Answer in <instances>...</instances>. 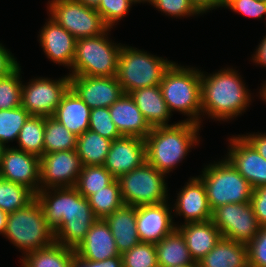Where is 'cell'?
I'll return each instance as SVG.
<instances>
[{
  "label": "cell",
  "instance_id": "cell-34",
  "mask_svg": "<svg viewBox=\"0 0 266 267\" xmlns=\"http://www.w3.org/2000/svg\"><path fill=\"white\" fill-rule=\"evenodd\" d=\"M35 198L36 194L28 187L0 177V209L7 214L26 207Z\"/></svg>",
  "mask_w": 266,
  "mask_h": 267
},
{
  "label": "cell",
  "instance_id": "cell-36",
  "mask_svg": "<svg viewBox=\"0 0 266 267\" xmlns=\"http://www.w3.org/2000/svg\"><path fill=\"white\" fill-rule=\"evenodd\" d=\"M30 116L22 106L0 110V142L8 147L9 142L17 141L21 128Z\"/></svg>",
  "mask_w": 266,
  "mask_h": 267
},
{
  "label": "cell",
  "instance_id": "cell-31",
  "mask_svg": "<svg viewBox=\"0 0 266 267\" xmlns=\"http://www.w3.org/2000/svg\"><path fill=\"white\" fill-rule=\"evenodd\" d=\"M45 117L30 116L21 128L15 148L41 157L44 154Z\"/></svg>",
  "mask_w": 266,
  "mask_h": 267
},
{
  "label": "cell",
  "instance_id": "cell-35",
  "mask_svg": "<svg viewBox=\"0 0 266 267\" xmlns=\"http://www.w3.org/2000/svg\"><path fill=\"white\" fill-rule=\"evenodd\" d=\"M115 178L103 165L83 166L75 188L88 198L109 185Z\"/></svg>",
  "mask_w": 266,
  "mask_h": 267
},
{
  "label": "cell",
  "instance_id": "cell-48",
  "mask_svg": "<svg viewBox=\"0 0 266 267\" xmlns=\"http://www.w3.org/2000/svg\"><path fill=\"white\" fill-rule=\"evenodd\" d=\"M253 63H256L258 65L263 67H266V35L261 39L259 45H257L255 49V53H253L251 57Z\"/></svg>",
  "mask_w": 266,
  "mask_h": 267
},
{
  "label": "cell",
  "instance_id": "cell-38",
  "mask_svg": "<svg viewBox=\"0 0 266 267\" xmlns=\"http://www.w3.org/2000/svg\"><path fill=\"white\" fill-rule=\"evenodd\" d=\"M123 267H159L153 243L140 242L121 254Z\"/></svg>",
  "mask_w": 266,
  "mask_h": 267
},
{
  "label": "cell",
  "instance_id": "cell-16",
  "mask_svg": "<svg viewBox=\"0 0 266 267\" xmlns=\"http://www.w3.org/2000/svg\"><path fill=\"white\" fill-rule=\"evenodd\" d=\"M70 87L91 109L109 108L124 93L116 76H70Z\"/></svg>",
  "mask_w": 266,
  "mask_h": 267
},
{
  "label": "cell",
  "instance_id": "cell-11",
  "mask_svg": "<svg viewBox=\"0 0 266 267\" xmlns=\"http://www.w3.org/2000/svg\"><path fill=\"white\" fill-rule=\"evenodd\" d=\"M69 88V74L56 80L48 77L29 79L22 83L21 106L31 116L52 117Z\"/></svg>",
  "mask_w": 266,
  "mask_h": 267
},
{
  "label": "cell",
  "instance_id": "cell-25",
  "mask_svg": "<svg viewBox=\"0 0 266 267\" xmlns=\"http://www.w3.org/2000/svg\"><path fill=\"white\" fill-rule=\"evenodd\" d=\"M90 114L91 108L70 87L52 117L78 137L89 129Z\"/></svg>",
  "mask_w": 266,
  "mask_h": 267
},
{
  "label": "cell",
  "instance_id": "cell-47",
  "mask_svg": "<svg viewBox=\"0 0 266 267\" xmlns=\"http://www.w3.org/2000/svg\"><path fill=\"white\" fill-rule=\"evenodd\" d=\"M193 7L201 14L220 8V0H189ZM210 10V11H209Z\"/></svg>",
  "mask_w": 266,
  "mask_h": 267
},
{
  "label": "cell",
  "instance_id": "cell-45",
  "mask_svg": "<svg viewBox=\"0 0 266 267\" xmlns=\"http://www.w3.org/2000/svg\"><path fill=\"white\" fill-rule=\"evenodd\" d=\"M12 52L0 42V78L14 71L20 63Z\"/></svg>",
  "mask_w": 266,
  "mask_h": 267
},
{
  "label": "cell",
  "instance_id": "cell-12",
  "mask_svg": "<svg viewBox=\"0 0 266 267\" xmlns=\"http://www.w3.org/2000/svg\"><path fill=\"white\" fill-rule=\"evenodd\" d=\"M211 221L222 238L248 245L260 230L250 202L231 203L215 208Z\"/></svg>",
  "mask_w": 266,
  "mask_h": 267
},
{
  "label": "cell",
  "instance_id": "cell-53",
  "mask_svg": "<svg viewBox=\"0 0 266 267\" xmlns=\"http://www.w3.org/2000/svg\"><path fill=\"white\" fill-rule=\"evenodd\" d=\"M259 94L260 98H262V100L266 102V81L265 83H263L262 87H260Z\"/></svg>",
  "mask_w": 266,
  "mask_h": 267
},
{
  "label": "cell",
  "instance_id": "cell-14",
  "mask_svg": "<svg viewBox=\"0 0 266 267\" xmlns=\"http://www.w3.org/2000/svg\"><path fill=\"white\" fill-rule=\"evenodd\" d=\"M0 177L31 189L40 190V157L13 147H6L0 163Z\"/></svg>",
  "mask_w": 266,
  "mask_h": 267
},
{
  "label": "cell",
  "instance_id": "cell-32",
  "mask_svg": "<svg viewBox=\"0 0 266 267\" xmlns=\"http://www.w3.org/2000/svg\"><path fill=\"white\" fill-rule=\"evenodd\" d=\"M87 199L97 219H105L124 205L117 179H114L109 185L95 192Z\"/></svg>",
  "mask_w": 266,
  "mask_h": 267
},
{
  "label": "cell",
  "instance_id": "cell-22",
  "mask_svg": "<svg viewBox=\"0 0 266 267\" xmlns=\"http://www.w3.org/2000/svg\"><path fill=\"white\" fill-rule=\"evenodd\" d=\"M111 119L122 136H135L145 139L151 132L130 94L123 93L121 97L109 107Z\"/></svg>",
  "mask_w": 266,
  "mask_h": 267
},
{
  "label": "cell",
  "instance_id": "cell-2",
  "mask_svg": "<svg viewBox=\"0 0 266 267\" xmlns=\"http://www.w3.org/2000/svg\"><path fill=\"white\" fill-rule=\"evenodd\" d=\"M252 93L236 68H222L212 74L201 71L202 116L216 121H229L250 107Z\"/></svg>",
  "mask_w": 266,
  "mask_h": 267
},
{
  "label": "cell",
  "instance_id": "cell-17",
  "mask_svg": "<svg viewBox=\"0 0 266 267\" xmlns=\"http://www.w3.org/2000/svg\"><path fill=\"white\" fill-rule=\"evenodd\" d=\"M170 201L136 207V227L141 242L156 244L170 234L178 223L173 222Z\"/></svg>",
  "mask_w": 266,
  "mask_h": 267
},
{
  "label": "cell",
  "instance_id": "cell-18",
  "mask_svg": "<svg viewBox=\"0 0 266 267\" xmlns=\"http://www.w3.org/2000/svg\"><path fill=\"white\" fill-rule=\"evenodd\" d=\"M178 191L172 204L173 217L181 216L185 223L204 222L212 217V209L209 205L206 189L203 181L198 177H189L188 182Z\"/></svg>",
  "mask_w": 266,
  "mask_h": 267
},
{
  "label": "cell",
  "instance_id": "cell-55",
  "mask_svg": "<svg viewBox=\"0 0 266 267\" xmlns=\"http://www.w3.org/2000/svg\"><path fill=\"white\" fill-rule=\"evenodd\" d=\"M175 267H199L198 263H189V264H184V265H178Z\"/></svg>",
  "mask_w": 266,
  "mask_h": 267
},
{
  "label": "cell",
  "instance_id": "cell-3",
  "mask_svg": "<svg viewBox=\"0 0 266 267\" xmlns=\"http://www.w3.org/2000/svg\"><path fill=\"white\" fill-rule=\"evenodd\" d=\"M201 125L179 121L154 127L145 138L146 161L168 175L199 144Z\"/></svg>",
  "mask_w": 266,
  "mask_h": 267
},
{
  "label": "cell",
  "instance_id": "cell-19",
  "mask_svg": "<svg viewBox=\"0 0 266 267\" xmlns=\"http://www.w3.org/2000/svg\"><path fill=\"white\" fill-rule=\"evenodd\" d=\"M146 161L145 139L122 136L112 141L104 167L115 179L140 167Z\"/></svg>",
  "mask_w": 266,
  "mask_h": 267
},
{
  "label": "cell",
  "instance_id": "cell-23",
  "mask_svg": "<svg viewBox=\"0 0 266 267\" xmlns=\"http://www.w3.org/2000/svg\"><path fill=\"white\" fill-rule=\"evenodd\" d=\"M183 235L187 248L194 260L199 262L222 238L219 229L210 220L175 225Z\"/></svg>",
  "mask_w": 266,
  "mask_h": 267
},
{
  "label": "cell",
  "instance_id": "cell-54",
  "mask_svg": "<svg viewBox=\"0 0 266 267\" xmlns=\"http://www.w3.org/2000/svg\"><path fill=\"white\" fill-rule=\"evenodd\" d=\"M7 146H5L3 143L0 142V163L3 157L4 150Z\"/></svg>",
  "mask_w": 266,
  "mask_h": 267
},
{
  "label": "cell",
  "instance_id": "cell-50",
  "mask_svg": "<svg viewBox=\"0 0 266 267\" xmlns=\"http://www.w3.org/2000/svg\"><path fill=\"white\" fill-rule=\"evenodd\" d=\"M71 267H96V263L79 258L77 255L73 258Z\"/></svg>",
  "mask_w": 266,
  "mask_h": 267
},
{
  "label": "cell",
  "instance_id": "cell-52",
  "mask_svg": "<svg viewBox=\"0 0 266 267\" xmlns=\"http://www.w3.org/2000/svg\"><path fill=\"white\" fill-rule=\"evenodd\" d=\"M86 7L96 9L99 6L100 0H77Z\"/></svg>",
  "mask_w": 266,
  "mask_h": 267
},
{
  "label": "cell",
  "instance_id": "cell-1",
  "mask_svg": "<svg viewBox=\"0 0 266 267\" xmlns=\"http://www.w3.org/2000/svg\"><path fill=\"white\" fill-rule=\"evenodd\" d=\"M36 198L55 242L75 250L97 220L88 199L75 187L40 189Z\"/></svg>",
  "mask_w": 266,
  "mask_h": 267
},
{
  "label": "cell",
  "instance_id": "cell-20",
  "mask_svg": "<svg viewBox=\"0 0 266 267\" xmlns=\"http://www.w3.org/2000/svg\"><path fill=\"white\" fill-rule=\"evenodd\" d=\"M40 30L38 40L49 61L71 69L77 39L50 17Z\"/></svg>",
  "mask_w": 266,
  "mask_h": 267
},
{
  "label": "cell",
  "instance_id": "cell-29",
  "mask_svg": "<svg viewBox=\"0 0 266 267\" xmlns=\"http://www.w3.org/2000/svg\"><path fill=\"white\" fill-rule=\"evenodd\" d=\"M75 256V250L54 242L20 257V262L21 267H71Z\"/></svg>",
  "mask_w": 266,
  "mask_h": 267
},
{
  "label": "cell",
  "instance_id": "cell-5",
  "mask_svg": "<svg viewBox=\"0 0 266 267\" xmlns=\"http://www.w3.org/2000/svg\"><path fill=\"white\" fill-rule=\"evenodd\" d=\"M3 236L21 251L22 257L55 242L54 231L48 226L37 198L26 207L8 214Z\"/></svg>",
  "mask_w": 266,
  "mask_h": 267
},
{
  "label": "cell",
  "instance_id": "cell-8",
  "mask_svg": "<svg viewBox=\"0 0 266 267\" xmlns=\"http://www.w3.org/2000/svg\"><path fill=\"white\" fill-rule=\"evenodd\" d=\"M201 173L198 177L212 211L226 204L250 202L253 188L225 157L205 165Z\"/></svg>",
  "mask_w": 266,
  "mask_h": 267
},
{
  "label": "cell",
  "instance_id": "cell-28",
  "mask_svg": "<svg viewBox=\"0 0 266 267\" xmlns=\"http://www.w3.org/2000/svg\"><path fill=\"white\" fill-rule=\"evenodd\" d=\"M159 267H175L194 262L181 232L175 228L160 242L154 244Z\"/></svg>",
  "mask_w": 266,
  "mask_h": 267
},
{
  "label": "cell",
  "instance_id": "cell-13",
  "mask_svg": "<svg viewBox=\"0 0 266 267\" xmlns=\"http://www.w3.org/2000/svg\"><path fill=\"white\" fill-rule=\"evenodd\" d=\"M82 168L76 150L45 153L40 157V189L75 187Z\"/></svg>",
  "mask_w": 266,
  "mask_h": 267
},
{
  "label": "cell",
  "instance_id": "cell-33",
  "mask_svg": "<svg viewBox=\"0 0 266 267\" xmlns=\"http://www.w3.org/2000/svg\"><path fill=\"white\" fill-rule=\"evenodd\" d=\"M77 136L53 117H45L44 154L76 150Z\"/></svg>",
  "mask_w": 266,
  "mask_h": 267
},
{
  "label": "cell",
  "instance_id": "cell-30",
  "mask_svg": "<svg viewBox=\"0 0 266 267\" xmlns=\"http://www.w3.org/2000/svg\"><path fill=\"white\" fill-rule=\"evenodd\" d=\"M112 140L100 134L86 130L77 137L76 152L83 166L104 165Z\"/></svg>",
  "mask_w": 266,
  "mask_h": 267
},
{
  "label": "cell",
  "instance_id": "cell-41",
  "mask_svg": "<svg viewBox=\"0 0 266 267\" xmlns=\"http://www.w3.org/2000/svg\"><path fill=\"white\" fill-rule=\"evenodd\" d=\"M150 5L166 16L176 19L201 15L189 0H152Z\"/></svg>",
  "mask_w": 266,
  "mask_h": 267
},
{
  "label": "cell",
  "instance_id": "cell-57",
  "mask_svg": "<svg viewBox=\"0 0 266 267\" xmlns=\"http://www.w3.org/2000/svg\"><path fill=\"white\" fill-rule=\"evenodd\" d=\"M229 0H220V8L223 7V5Z\"/></svg>",
  "mask_w": 266,
  "mask_h": 267
},
{
  "label": "cell",
  "instance_id": "cell-6",
  "mask_svg": "<svg viewBox=\"0 0 266 267\" xmlns=\"http://www.w3.org/2000/svg\"><path fill=\"white\" fill-rule=\"evenodd\" d=\"M173 62L125 44L119 53L116 78L126 94L135 89L158 86Z\"/></svg>",
  "mask_w": 266,
  "mask_h": 267
},
{
  "label": "cell",
  "instance_id": "cell-26",
  "mask_svg": "<svg viewBox=\"0 0 266 267\" xmlns=\"http://www.w3.org/2000/svg\"><path fill=\"white\" fill-rule=\"evenodd\" d=\"M104 220L110 227L120 254L141 242L136 227V207L124 204Z\"/></svg>",
  "mask_w": 266,
  "mask_h": 267
},
{
  "label": "cell",
  "instance_id": "cell-43",
  "mask_svg": "<svg viewBox=\"0 0 266 267\" xmlns=\"http://www.w3.org/2000/svg\"><path fill=\"white\" fill-rule=\"evenodd\" d=\"M248 266L266 267V226L260 227L257 235L247 245Z\"/></svg>",
  "mask_w": 266,
  "mask_h": 267
},
{
  "label": "cell",
  "instance_id": "cell-42",
  "mask_svg": "<svg viewBox=\"0 0 266 267\" xmlns=\"http://www.w3.org/2000/svg\"><path fill=\"white\" fill-rule=\"evenodd\" d=\"M222 8L232 10L246 17L263 19L266 15V1L257 0H229ZM265 20H266V16ZM266 25V23H265Z\"/></svg>",
  "mask_w": 266,
  "mask_h": 267
},
{
  "label": "cell",
  "instance_id": "cell-24",
  "mask_svg": "<svg viewBox=\"0 0 266 267\" xmlns=\"http://www.w3.org/2000/svg\"><path fill=\"white\" fill-rule=\"evenodd\" d=\"M151 128L168 124L173 114L163 99L160 85L135 89L129 93Z\"/></svg>",
  "mask_w": 266,
  "mask_h": 267
},
{
  "label": "cell",
  "instance_id": "cell-40",
  "mask_svg": "<svg viewBox=\"0 0 266 267\" xmlns=\"http://www.w3.org/2000/svg\"><path fill=\"white\" fill-rule=\"evenodd\" d=\"M134 4L132 0H100L96 11L101 15L104 23L112 29L130 12Z\"/></svg>",
  "mask_w": 266,
  "mask_h": 267
},
{
  "label": "cell",
  "instance_id": "cell-9",
  "mask_svg": "<svg viewBox=\"0 0 266 267\" xmlns=\"http://www.w3.org/2000/svg\"><path fill=\"white\" fill-rule=\"evenodd\" d=\"M166 176L147 161L140 167L120 176L117 180L124 204L138 207L168 201L169 190Z\"/></svg>",
  "mask_w": 266,
  "mask_h": 267
},
{
  "label": "cell",
  "instance_id": "cell-27",
  "mask_svg": "<svg viewBox=\"0 0 266 267\" xmlns=\"http://www.w3.org/2000/svg\"><path fill=\"white\" fill-rule=\"evenodd\" d=\"M198 264L199 267H249L247 245L221 238Z\"/></svg>",
  "mask_w": 266,
  "mask_h": 267
},
{
  "label": "cell",
  "instance_id": "cell-37",
  "mask_svg": "<svg viewBox=\"0 0 266 267\" xmlns=\"http://www.w3.org/2000/svg\"><path fill=\"white\" fill-rule=\"evenodd\" d=\"M19 65L10 74L0 78V110L21 106L22 75Z\"/></svg>",
  "mask_w": 266,
  "mask_h": 267
},
{
  "label": "cell",
  "instance_id": "cell-56",
  "mask_svg": "<svg viewBox=\"0 0 266 267\" xmlns=\"http://www.w3.org/2000/svg\"><path fill=\"white\" fill-rule=\"evenodd\" d=\"M132 1H133L135 4H137V3H143V4H144V2L150 4L152 0H132Z\"/></svg>",
  "mask_w": 266,
  "mask_h": 267
},
{
  "label": "cell",
  "instance_id": "cell-51",
  "mask_svg": "<svg viewBox=\"0 0 266 267\" xmlns=\"http://www.w3.org/2000/svg\"><path fill=\"white\" fill-rule=\"evenodd\" d=\"M8 214L0 209V235H4Z\"/></svg>",
  "mask_w": 266,
  "mask_h": 267
},
{
  "label": "cell",
  "instance_id": "cell-7",
  "mask_svg": "<svg viewBox=\"0 0 266 267\" xmlns=\"http://www.w3.org/2000/svg\"><path fill=\"white\" fill-rule=\"evenodd\" d=\"M110 31L111 28H108L103 34L76 41L70 76H116L123 44L109 38Z\"/></svg>",
  "mask_w": 266,
  "mask_h": 267
},
{
  "label": "cell",
  "instance_id": "cell-10",
  "mask_svg": "<svg viewBox=\"0 0 266 267\" xmlns=\"http://www.w3.org/2000/svg\"><path fill=\"white\" fill-rule=\"evenodd\" d=\"M48 17L65 28L77 40L103 34L109 27L94 8L77 0H49Z\"/></svg>",
  "mask_w": 266,
  "mask_h": 267
},
{
  "label": "cell",
  "instance_id": "cell-46",
  "mask_svg": "<svg viewBox=\"0 0 266 267\" xmlns=\"http://www.w3.org/2000/svg\"><path fill=\"white\" fill-rule=\"evenodd\" d=\"M242 136L256 149V151L266 160V133H246Z\"/></svg>",
  "mask_w": 266,
  "mask_h": 267
},
{
  "label": "cell",
  "instance_id": "cell-15",
  "mask_svg": "<svg viewBox=\"0 0 266 267\" xmlns=\"http://www.w3.org/2000/svg\"><path fill=\"white\" fill-rule=\"evenodd\" d=\"M228 141V152L225 158L253 189L266 185V160L242 135L230 136Z\"/></svg>",
  "mask_w": 266,
  "mask_h": 267
},
{
  "label": "cell",
  "instance_id": "cell-44",
  "mask_svg": "<svg viewBox=\"0 0 266 267\" xmlns=\"http://www.w3.org/2000/svg\"><path fill=\"white\" fill-rule=\"evenodd\" d=\"M250 203L260 226H266V185L253 189Z\"/></svg>",
  "mask_w": 266,
  "mask_h": 267
},
{
  "label": "cell",
  "instance_id": "cell-4",
  "mask_svg": "<svg viewBox=\"0 0 266 267\" xmlns=\"http://www.w3.org/2000/svg\"><path fill=\"white\" fill-rule=\"evenodd\" d=\"M160 88L169 111L186 115V120L201 125V70L175 61L164 72Z\"/></svg>",
  "mask_w": 266,
  "mask_h": 267
},
{
  "label": "cell",
  "instance_id": "cell-39",
  "mask_svg": "<svg viewBox=\"0 0 266 267\" xmlns=\"http://www.w3.org/2000/svg\"><path fill=\"white\" fill-rule=\"evenodd\" d=\"M89 129L112 141L122 137L111 119L109 108L107 107L91 109Z\"/></svg>",
  "mask_w": 266,
  "mask_h": 267
},
{
  "label": "cell",
  "instance_id": "cell-21",
  "mask_svg": "<svg viewBox=\"0 0 266 267\" xmlns=\"http://www.w3.org/2000/svg\"><path fill=\"white\" fill-rule=\"evenodd\" d=\"M75 252L79 258L92 262L104 261L121 255L110 227L104 219L96 220Z\"/></svg>",
  "mask_w": 266,
  "mask_h": 267
},
{
  "label": "cell",
  "instance_id": "cell-49",
  "mask_svg": "<svg viewBox=\"0 0 266 267\" xmlns=\"http://www.w3.org/2000/svg\"><path fill=\"white\" fill-rule=\"evenodd\" d=\"M96 267H123L121 255L108 258L104 261H96Z\"/></svg>",
  "mask_w": 266,
  "mask_h": 267
}]
</instances>
